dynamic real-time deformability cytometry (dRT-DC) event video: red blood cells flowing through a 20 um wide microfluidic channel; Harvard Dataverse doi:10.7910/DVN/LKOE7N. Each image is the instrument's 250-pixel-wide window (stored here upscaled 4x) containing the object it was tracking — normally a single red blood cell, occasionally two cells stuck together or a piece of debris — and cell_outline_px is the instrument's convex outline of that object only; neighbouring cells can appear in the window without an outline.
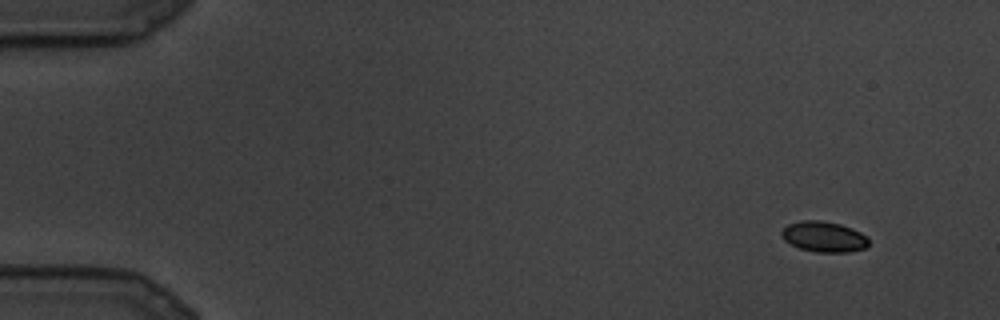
{"species": "common noctule bat (a hibernating species)", "species_latin": "Nyctalus noctula", "temperature_condition": "cold", "stored_images_in_passage": 8, "camera_frame_rate_fps": 3000, "um_per_image_px": 0.085, "animal": {"sex": "male", "body_mass_g": 19.5, "forearm_length_mm": 54.6}, "frame": {"image": 1, "passage_image": 1, "time_ms": 0.0, "image_size_px": [1000, 320], "cell_outline_px": [[868, 244], [864, 248], [848, 252], [816, 252], [800, 248], [784, 240], [780, 232], [788, 224], [800, 220], [820, 220], [840, 224], [852, 228], [868, 236]], "centroid_in_image_um": [70.03, 20.11], "position_along_channel_um": 15.0, "area_um2": 15.49}}
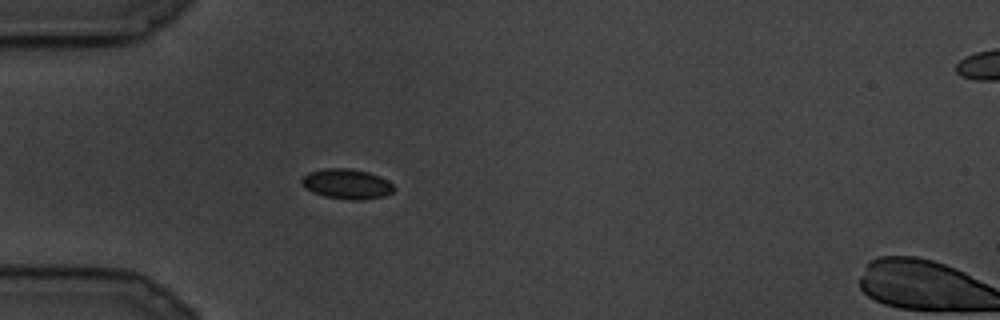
{"frame": {"image": 2, "passage_image": 7, "time_ms": 2.0, "image_size_px": [1000, 320], "cell_outline_px": [[396, 188], [392, 192], [384, 196], [364, 200], [348, 200], [324, 196], [312, 192], [304, 188], [300, 180], [308, 172], [324, 168], [348, 168], [368, 172], [380, 176], [388, 180]], "centroid_in_image_um": [29.47, 15.64], "position_along_channel_um": 55.5, "area_um2": 16.36}}